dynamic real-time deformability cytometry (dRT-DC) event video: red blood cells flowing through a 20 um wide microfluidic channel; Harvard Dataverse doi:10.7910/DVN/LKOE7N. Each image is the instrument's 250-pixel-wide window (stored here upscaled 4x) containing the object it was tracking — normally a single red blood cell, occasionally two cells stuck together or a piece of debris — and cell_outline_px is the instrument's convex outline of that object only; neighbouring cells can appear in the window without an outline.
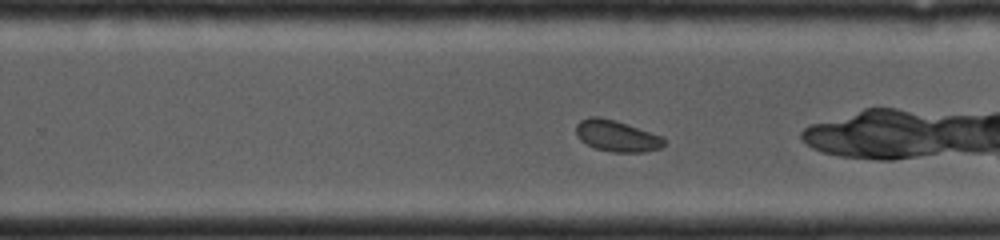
{"species": "common noctule bat (a hibernating species)", "species_latin": "Nyctalus noctula", "temperature_condition": "cold", "stored_images_in_passage": 32, "camera_frame_rate_fps": 4000, "um_per_image_px": 0.085, "animal": {"sex": "female", "body_mass_g": 19.0, "forearm_length_mm": 53.3}, "frame": {"image": 1, "passage_image": 19, "time_ms": 4.75, "image_size_px": [1000, 240], "cell_outline_px": [[664, 144], [660, 148], [644, 152], [612, 152], [596, 148], [580, 140], [576, 136], [576, 124], [580, 120], [592, 116], [600, 116], [616, 120], [664, 136]], "centroid_in_image_um": [52.42, 11.54], "position_along_channel_um": 277.4, "area_um2": 16.18}}
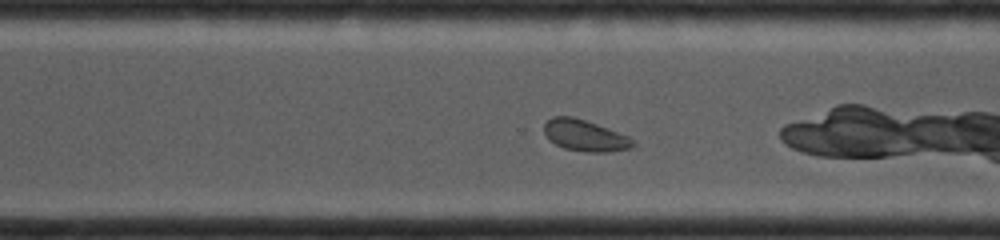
{"frame": {"image": 2, "passage_image": 23, "time_ms": 5.75, "image_size_px": [1000, 240], "cell_outline_px": [[636, 144], [632, 148], [608, 152], [584, 152], [564, 148], [548, 140], [544, 132], [544, 124], [552, 116], [572, 116], [608, 128], [628, 136]], "centroid_in_image_um": [49.7, 11.53], "position_along_channel_um": 320.9, "area_um2": 16.24}}